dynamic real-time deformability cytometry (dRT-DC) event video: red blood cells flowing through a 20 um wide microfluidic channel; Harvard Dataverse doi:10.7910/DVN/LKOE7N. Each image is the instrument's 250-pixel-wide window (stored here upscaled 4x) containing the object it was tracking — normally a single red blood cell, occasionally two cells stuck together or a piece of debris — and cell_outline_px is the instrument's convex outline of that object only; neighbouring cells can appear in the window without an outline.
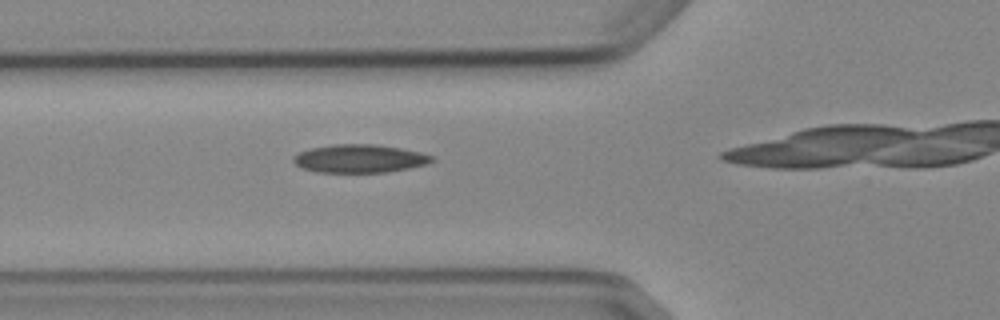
{"species": "Egyptian fruit bat (a non-hibernating species)", "species_latin": "Rousettus aegyptiacus", "temperature_condition": "cold", "stored_images_in_passage": 6, "camera_frame_rate_fps": 3000, "um_per_image_px": 0.085, "animal": {"sex": "female"}, "frame": {"image": 1, "passage_image": 4, "time_ms": 3.333, "image_size_px": [1000, 320], "cell_outline_px": [[436, 160], [428, 164], [388, 172], [316, 172], [300, 168], [292, 160], [292, 156], [300, 152], [312, 148], [332, 144], [376, 144], [400, 148], [420, 152], [436, 156]], "centroid_in_image_um": [30.59, 13.48], "position_along_channel_um": 95.2, "area_um2": 22.95}}